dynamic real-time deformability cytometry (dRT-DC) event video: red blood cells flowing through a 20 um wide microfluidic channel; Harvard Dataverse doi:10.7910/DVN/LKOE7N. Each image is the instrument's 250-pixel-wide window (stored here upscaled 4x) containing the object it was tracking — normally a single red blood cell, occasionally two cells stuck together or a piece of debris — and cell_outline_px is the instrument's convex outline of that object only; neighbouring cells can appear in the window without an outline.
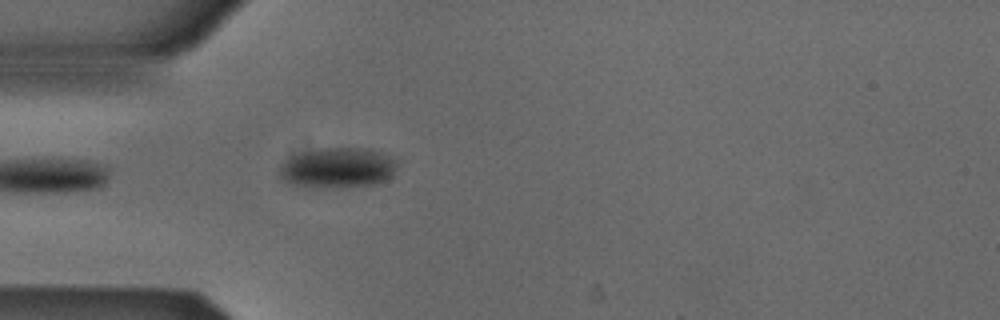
{"species": "Egyptian fruit bat (a non-hibernating species)", "species_latin": "Rousettus aegyptiacus", "temperature_condition": "cold", "stored_images_in_passage": 5, "camera_frame_rate_fps": 3000, "um_per_image_px": 0.085, "animal": {"sex": "male"}, "frame": {"image": 1, "passage_image": 5, "time_ms": 1.333, "image_size_px": [1000, 320], "cell_outline_px": [[396, 164], [392, 176], [384, 180], [372, 184], [340, 188], [308, 188], [288, 184], [280, 180], [276, 172], [280, 164], [284, 160], [292, 156], [304, 152], [320, 148], [364, 148], [380, 152], [396, 160]], "centroid_in_image_um": [28.58, 14.29], "position_along_channel_um": 56.4, "area_um2": 28.15}}